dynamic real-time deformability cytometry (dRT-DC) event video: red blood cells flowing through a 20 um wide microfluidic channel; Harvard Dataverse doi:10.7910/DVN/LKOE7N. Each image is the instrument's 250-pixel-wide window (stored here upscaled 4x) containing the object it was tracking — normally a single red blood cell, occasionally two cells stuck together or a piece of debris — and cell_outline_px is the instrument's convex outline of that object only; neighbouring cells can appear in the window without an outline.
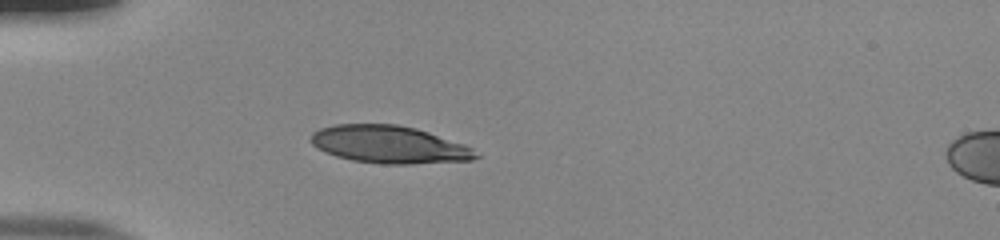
{"species": "human", "species_latin": "Homo sapiens", "temperature_condition": "room temperature", "stored_images_in_passage": 38, "camera_frame_rate_fps": 3000, "um_per_image_px": 0.085, "donor": {"sex": "male"}, "frame": {"image": 1, "passage_image": 1, "time_ms": 0.0, "image_size_px": [1000, 240], "cell_outline_px": [[480, 156], [472, 160], [412, 164], [380, 164], [352, 160], [336, 156], [324, 152], [316, 148], [308, 140], [312, 132], [320, 128], [336, 124], [396, 124], [416, 128], [464, 144], [472, 148]], "centroid_in_image_um": [33.04, 12.29], "position_along_channel_um": 52.0, "area_um2": 36.3}}
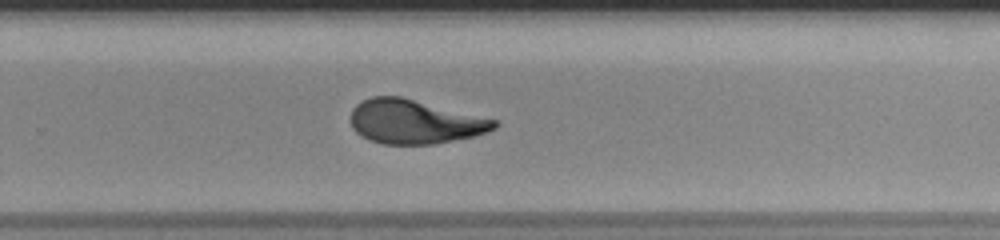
{"frame": {"image": 2, "passage_image": 21, "time_ms": 6.667, "image_size_px": [1000, 240], "cell_outline_px": [[500, 124], [496, 128], [472, 136], [436, 144], [384, 144], [368, 140], [356, 132], [352, 128], [352, 108], [356, 104], [372, 96], [400, 96], [496, 120]], "centroid_in_image_um": [35.21, 10.35], "position_along_channel_um": 294.6, "area_um2": 36.53}}
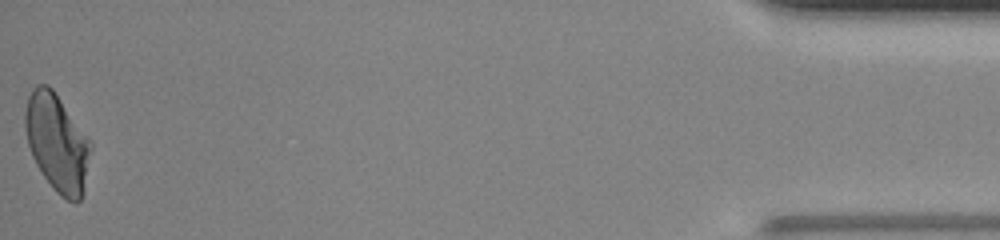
{"frame": {"image": 3, "passage_image": 38, "time_ms": 12.333, "image_size_px": [1000, 240], "cell_outline_px": [[92, 148], [84, 196], [80, 200], [72, 204], [60, 196], [56, 192], [44, 176], [36, 164], [32, 156], [28, 144], [24, 128], [24, 112], [28, 96], [32, 88], [36, 84], [48, 84], [52, 88], [88, 136], [92, 144]], "centroid_in_image_um": [4.87, 12.15], "position_along_channel_um": 430.3, "area_um2": 37.86}, "authors_computed_cell_mechanics": {"area_um2": 37.2521, "velocity_mm_per_s": 3.9118, "shape_relaxation_time_tau1_ms": 4.9842, "shape_relaxation_time_tau2_ms": 0.945, "deformation_change_tau1": 0.1974, "deformation_change_tau2": 0.0552}}